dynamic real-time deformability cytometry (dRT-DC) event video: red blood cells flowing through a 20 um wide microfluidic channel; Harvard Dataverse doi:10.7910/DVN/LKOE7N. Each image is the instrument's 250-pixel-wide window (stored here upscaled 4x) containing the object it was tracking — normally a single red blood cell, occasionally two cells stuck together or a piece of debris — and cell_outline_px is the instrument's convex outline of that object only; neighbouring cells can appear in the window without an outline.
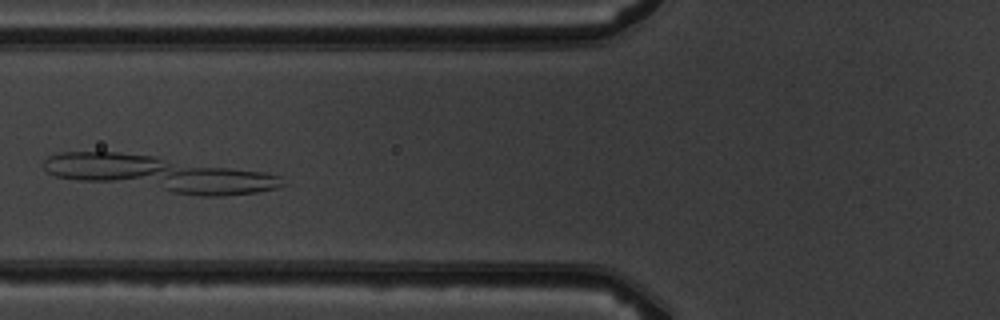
{"species": "common noctule bat (a hibernating species)", "species_latin": "Nyctalus noctula", "temperature_condition": "warm", "stored_images_in_passage": 10, "segment_of_instrument_passage": [1, 2], "camera_frame_rate_fps": 3000, "um_per_image_px": 0.085, "animal": {"sex": "male", "body_mass_g": 19.5, "forearm_length_mm": 54.6}, "frame": {"image": 1, "passage_image": 6, "time_ms": 5.667, "image_size_px": [1000, 320], "cell_outline_px": [[288, 184], [276, 188], [256, 192], [224, 196], [200, 196], [80, 180], [56, 176], [48, 172], [40, 164], [48, 156], [60, 152], [116, 152], [156, 156], [264, 172], [280, 176]], "centroid_in_image_um": [13.57, 14.76], "position_along_channel_um": 112.2, "area_um2": 48.96}}